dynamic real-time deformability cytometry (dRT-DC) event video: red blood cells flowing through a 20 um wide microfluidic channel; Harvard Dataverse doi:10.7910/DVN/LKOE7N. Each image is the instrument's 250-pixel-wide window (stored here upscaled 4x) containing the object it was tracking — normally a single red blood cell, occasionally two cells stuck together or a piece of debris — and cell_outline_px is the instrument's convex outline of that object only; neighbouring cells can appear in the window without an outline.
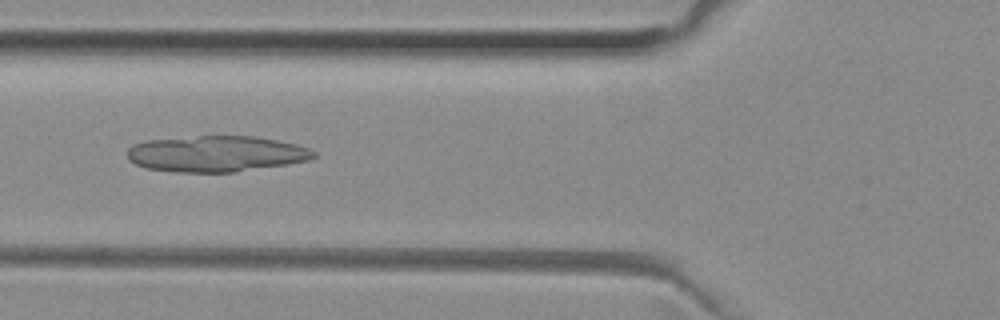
{"species": "common noctule bat (a hibernating species)", "species_latin": "Nyctalus noctula", "temperature_condition": "room temperature", "stored_images_in_passage": 50, "camera_frame_rate_fps": 3000, "um_per_image_px": 0.085, "animal": {"sex": "female", "body_mass_g": 29.2, "forearm_length_mm": 56.3}, "frame": {"image": 1, "passage_image": 18, "time_ms": 5.667, "image_size_px": [1000, 320], "cell_outline_px": [[316, 156], [308, 160], [288, 164], [236, 172], [176, 172], [144, 168], [128, 160], [128, 148], [132, 144], [144, 140], [200, 136], [252, 136], [276, 140], [296, 144], [308, 148], [316, 152]], "centroid_in_image_um": [18.35, 13.07], "position_along_channel_um": 107.5, "area_um2": 39.25}}
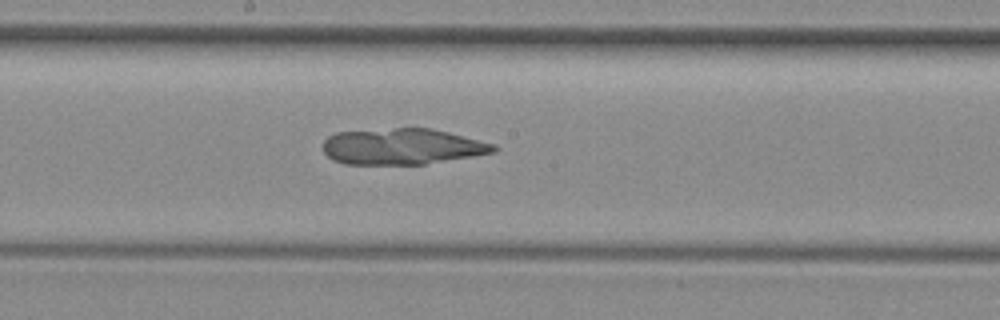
{"frame": {"image": 2, "passage_image": 26, "time_ms": 8.333, "image_size_px": [1000, 320], "cell_outline_px": [[500, 148], [496, 152], [424, 164], [344, 164], [332, 160], [324, 152], [324, 140], [328, 136], [336, 132], [396, 128], [432, 128], [496, 144]], "centroid_in_image_um": [34.2, 12.45], "position_along_channel_um": 214.0, "area_um2": 35.89}}
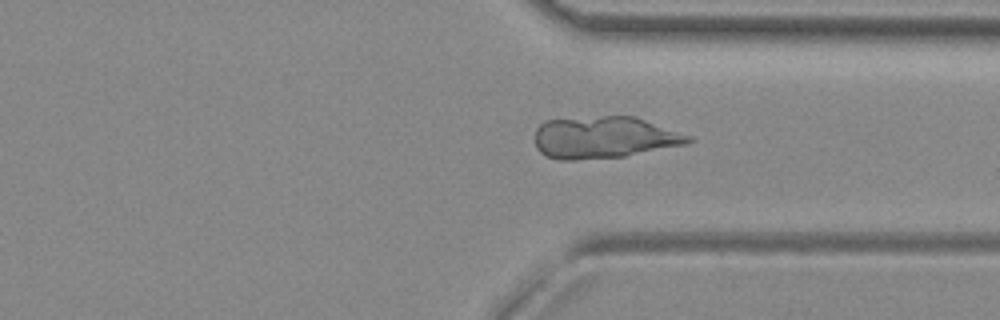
{"frame": {"image": 3, "passage_image": 37, "time_ms": 12.0, "image_size_px": [1000, 320], "cell_outline_px": [[696, 140], [688, 144], [624, 156], [576, 160], [560, 160], [548, 156], [540, 152], [536, 148], [536, 128], [544, 120], [604, 116], [632, 116], [692, 136]], "centroid_in_image_um": [51.36, 11.69], "position_along_channel_um": 360.0, "area_um2": 37.4}}